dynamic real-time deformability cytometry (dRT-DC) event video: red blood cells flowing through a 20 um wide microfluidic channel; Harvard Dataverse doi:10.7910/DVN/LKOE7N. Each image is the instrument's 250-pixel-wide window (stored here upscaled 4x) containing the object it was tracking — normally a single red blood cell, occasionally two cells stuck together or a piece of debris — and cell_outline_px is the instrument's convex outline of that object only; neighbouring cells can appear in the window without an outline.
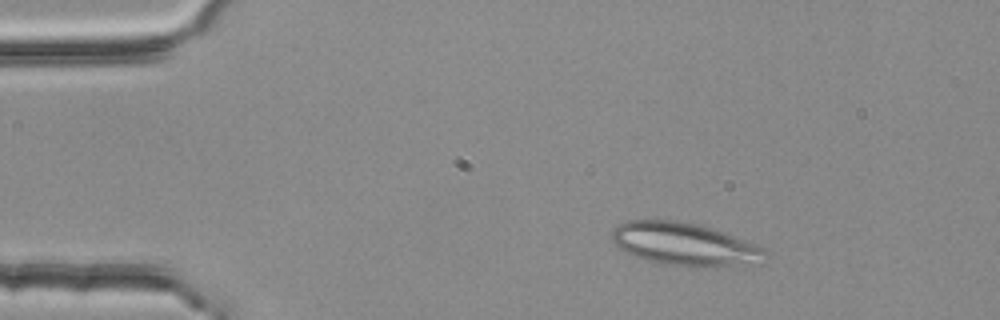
{"species": "common noctule bat (a hibernating species)", "species_latin": "Nyctalus noctula", "temperature_condition": "room temperature", "stored_images_in_passage": 3, "camera_frame_rate_fps": 3000, "um_per_image_px": 0.085, "animal": {"sex": "female", "body_mass_g": 25.1}, "frame": {"image": 1, "passage_image": 1, "time_ms": 0.0, "image_size_px": [1000, 320], "cell_outline_px": [[768, 252], [760, 264], [672, 264], [652, 260], [636, 256], [620, 248], [612, 240], [612, 228], [616, 224], [628, 220], [672, 220], [696, 224], [744, 240], [764, 248]], "centroid_in_image_um": [58.13, 20.7], "position_along_channel_um": 26.9, "area_um2": 36.53}}